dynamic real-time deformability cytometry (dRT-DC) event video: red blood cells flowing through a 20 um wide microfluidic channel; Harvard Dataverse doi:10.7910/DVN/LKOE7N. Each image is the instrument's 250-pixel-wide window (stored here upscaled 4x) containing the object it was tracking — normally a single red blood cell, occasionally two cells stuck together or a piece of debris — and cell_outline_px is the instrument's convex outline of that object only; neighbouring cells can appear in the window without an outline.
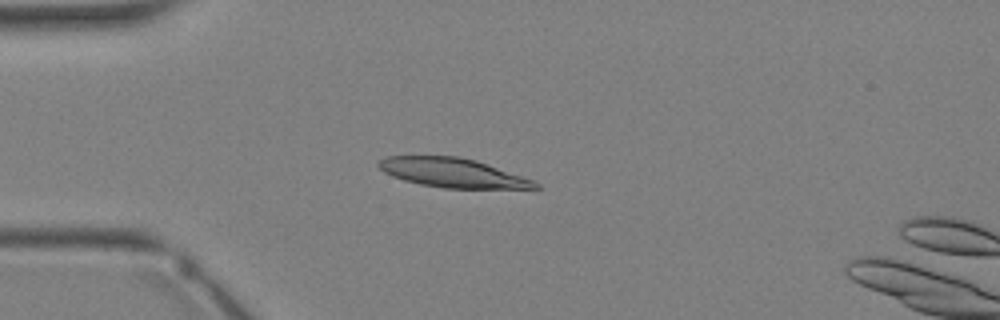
{"species": "Egyptian fruit bat (a non-hibernating species)", "species_latin": "Rousettus aegyptiacus", "temperature_condition": "warm", "stored_images_in_passage": 3, "camera_frame_rate_fps": 3000, "um_per_image_px": 0.085, "animal": {"sex": "female"}, "frame": {"image": 1, "passage_image": 1, "time_ms": 0.0, "image_size_px": [1000, 320], "cell_outline_px": [[540, 188], [444, 188], [420, 184], [404, 180], [392, 176], [384, 172], [376, 164], [384, 156], [460, 156], [476, 160], [536, 180], [540, 184]], "centroid_in_image_um": [38.5, 14.68], "position_along_channel_um": 46.5, "area_um2": 26.76}}